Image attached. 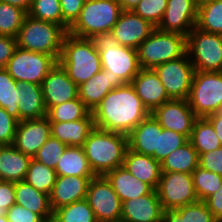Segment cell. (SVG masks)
Segmentation results:
<instances>
[{
    "label": "cell",
    "mask_w": 222,
    "mask_h": 222,
    "mask_svg": "<svg viewBox=\"0 0 222 222\" xmlns=\"http://www.w3.org/2000/svg\"><path fill=\"white\" fill-rule=\"evenodd\" d=\"M94 126L128 135L150 115L131 83L112 89L92 111Z\"/></svg>",
    "instance_id": "obj_1"
},
{
    "label": "cell",
    "mask_w": 222,
    "mask_h": 222,
    "mask_svg": "<svg viewBox=\"0 0 222 222\" xmlns=\"http://www.w3.org/2000/svg\"><path fill=\"white\" fill-rule=\"evenodd\" d=\"M82 148L94 174L104 176L123 165L128 136L94 127Z\"/></svg>",
    "instance_id": "obj_2"
},
{
    "label": "cell",
    "mask_w": 222,
    "mask_h": 222,
    "mask_svg": "<svg viewBox=\"0 0 222 222\" xmlns=\"http://www.w3.org/2000/svg\"><path fill=\"white\" fill-rule=\"evenodd\" d=\"M58 62L68 77L77 85L87 81L102 70L99 52L90 38H80L67 33L63 40Z\"/></svg>",
    "instance_id": "obj_3"
},
{
    "label": "cell",
    "mask_w": 222,
    "mask_h": 222,
    "mask_svg": "<svg viewBox=\"0 0 222 222\" xmlns=\"http://www.w3.org/2000/svg\"><path fill=\"white\" fill-rule=\"evenodd\" d=\"M67 33L58 24L26 15L16 36L17 47L51 55L58 62L62 53L63 40Z\"/></svg>",
    "instance_id": "obj_4"
},
{
    "label": "cell",
    "mask_w": 222,
    "mask_h": 222,
    "mask_svg": "<svg viewBox=\"0 0 222 222\" xmlns=\"http://www.w3.org/2000/svg\"><path fill=\"white\" fill-rule=\"evenodd\" d=\"M90 39L99 52L102 69L110 70L113 77H120L124 83H131L141 70L137 49L120 45L111 32L95 34Z\"/></svg>",
    "instance_id": "obj_5"
},
{
    "label": "cell",
    "mask_w": 222,
    "mask_h": 222,
    "mask_svg": "<svg viewBox=\"0 0 222 222\" xmlns=\"http://www.w3.org/2000/svg\"><path fill=\"white\" fill-rule=\"evenodd\" d=\"M118 0H86L76 22L68 33L80 38L111 32L122 13Z\"/></svg>",
    "instance_id": "obj_6"
},
{
    "label": "cell",
    "mask_w": 222,
    "mask_h": 222,
    "mask_svg": "<svg viewBox=\"0 0 222 222\" xmlns=\"http://www.w3.org/2000/svg\"><path fill=\"white\" fill-rule=\"evenodd\" d=\"M141 68L156 66L183 57L186 53V36L175 32H164L155 28L137 48Z\"/></svg>",
    "instance_id": "obj_7"
},
{
    "label": "cell",
    "mask_w": 222,
    "mask_h": 222,
    "mask_svg": "<svg viewBox=\"0 0 222 222\" xmlns=\"http://www.w3.org/2000/svg\"><path fill=\"white\" fill-rule=\"evenodd\" d=\"M187 101L197 117L222 111V72L194 71Z\"/></svg>",
    "instance_id": "obj_8"
},
{
    "label": "cell",
    "mask_w": 222,
    "mask_h": 222,
    "mask_svg": "<svg viewBox=\"0 0 222 222\" xmlns=\"http://www.w3.org/2000/svg\"><path fill=\"white\" fill-rule=\"evenodd\" d=\"M186 50L195 71L222 72V35L196 26L186 36Z\"/></svg>",
    "instance_id": "obj_9"
},
{
    "label": "cell",
    "mask_w": 222,
    "mask_h": 222,
    "mask_svg": "<svg viewBox=\"0 0 222 222\" xmlns=\"http://www.w3.org/2000/svg\"><path fill=\"white\" fill-rule=\"evenodd\" d=\"M56 62L51 55L17 47L5 69L18 83L41 85Z\"/></svg>",
    "instance_id": "obj_10"
},
{
    "label": "cell",
    "mask_w": 222,
    "mask_h": 222,
    "mask_svg": "<svg viewBox=\"0 0 222 222\" xmlns=\"http://www.w3.org/2000/svg\"><path fill=\"white\" fill-rule=\"evenodd\" d=\"M156 191L163 210L178 209L198 201L192 174L162 172Z\"/></svg>",
    "instance_id": "obj_11"
},
{
    "label": "cell",
    "mask_w": 222,
    "mask_h": 222,
    "mask_svg": "<svg viewBox=\"0 0 222 222\" xmlns=\"http://www.w3.org/2000/svg\"><path fill=\"white\" fill-rule=\"evenodd\" d=\"M86 200L98 222H120L122 202L105 176L90 180Z\"/></svg>",
    "instance_id": "obj_12"
},
{
    "label": "cell",
    "mask_w": 222,
    "mask_h": 222,
    "mask_svg": "<svg viewBox=\"0 0 222 222\" xmlns=\"http://www.w3.org/2000/svg\"><path fill=\"white\" fill-rule=\"evenodd\" d=\"M154 71L170 99L188 98L195 70L187 53L179 59L156 66Z\"/></svg>",
    "instance_id": "obj_13"
},
{
    "label": "cell",
    "mask_w": 222,
    "mask_h": 222,
    "mask_svg": "<svg viewBox=\"0 0 222 222\" xmlns=\"http://www.w3.org/2000/svg\"><path fill=\"white\" fill-rule=\"evenodd\" d=\"M164 129L173 130L190 138L198 118L187 99H170L150 113Z\"/></svg>",
    "instance_id": "obj_14"
},
{
    "label": "cell",
    "mask_w": 222,
    "mask_h": 222,
    "mask_svg": "<svg viewBox=\"0 0 222 222\" xmlns=\"http://www.w3.org/2000/svg\"><path fill=\"white\" fill-rule=\"evenodd\" d=\"M198 3L196 0H168L159 25L160 31L175 32L185 36L196 26Z\"/></svg>",
    "instance_id": "obj_15"
},
{
    "label": "cell",
    "mask_w": 222,
    "mask_h": 222,
    "mask_svg": "<svg viewBox=\"0 0 222 222\" xmlns=\"http://www.w3.org/2000/svg\"><path fill=\"white\" fill-rule=\"evenodd\" d=\"M42 92L47 111L55 105L78 97V85L69 77L59 62L49 70L44 78Z\"/></svg>",
    "instance_id": "obj_16"
},
{
    "label": "cell",
    "mask_w": 222,
    "mask_h": 222,
    "mask_svg": "<svg viewBox=\"0 0 222 222\" xmlns=\"http://www.w3.org/2000/svg\"><path fill=\"white\" fill-rule=\"evenodd\" d=\"M156 27L132 10H123L111 34L125 47L137 49Z\"/></svg>",
    "instance_id": "obj_17"
},
{
    "label": "cell",
    "mask_w": 222,
    "mask_h": 222,
    "mask_svg": "<svg viewBox=\"0 0 222 222\" xmlns=\"http://www.w3.org/2000/svg\"><path fill=\"white\" fill-rule=\"evenodd\" d=\"M50 136L51 127L47 117L23 120L18 122L13 145L33 158Z\"/></svg>",
    "instance_id": "obj_18"
},
{
    "label": "cell",
    "mask_w": 222,
    "mask_h": 222,
    "mask_svg": "<svg viewBox=\"0 0 222 222\" xmlns=\"http://www.w3.org/2000/svg\"><path fill=\"white\" fill-rule=\"evenodd\" d=\"M163 208L157 191L122 202L120 222H162Z\"/></svg>",
    "instance_id": "obj_19"
},
{
    "label": "cell",
    "mask_w": 222,
    "mask_h": 222,
    "mask_svg": "<svg viewBox=\"0 0 222 222\" xmlns=\"http://www.w3.org/2000/svg\"><path fill=\"white\" fill-rule=\"evenodd\" d=\"M124 84L120 77H113L110 70L102 69L90 79L78 85V97L92 112L112 89Z\"/></svg>",
    "instance_id": "obj_20"
},
{
    "label": "cell",
    "mask_w": 222,
    "mask_h": 222,
    "mask_svg": "<svg viewBox=\"0 0 222 222\" xmlns=\"http://www.w3.org/2000/svg\"><path fill=\"white\" fill-rule=\"evenodd\" d=\"M93 177L57 176L54 187L49 194L52 211L86 199L90 180Z\"/></svg>",
    "instance_id": "obj_21"
},
{
    "label": "cell",
    "mask_w": 222,
    "mask_h": 222,
    "mask_svg": "<svg viewBox=\"0 0 222 222\" xmlns=\"http://www.w3.org/2000/svg\"><path fill=\"white\" fill-rule=\"evenodd\" d=\"M137 96L151 113L155 108L170 100L154 69L141 68L131 82Z\"/></svg>",
    "instance_id": "obj_22"
},
{
    "label": "cell",
    "mask_w": 222,
    "mask_h": 222,
    "mask_svg": "<svg viewBox=\"0 0 222 222\" xmlns=\"http://www.w3.org/2000/svg\"><path fill=\"white\" fill-rule=\"evenodd\" d=\"M122 166L138 180L156 190L162 175L161 162L127 148Z\"/></svg>",
    "instance_id": "obj_23"
},
{
    "label": "cell",
    "mask_w": 222,
    "mask_h": 222,
    "mask_svg": "<svg viewBox=\"0 0 222 222\" xmlns=\"http://www.w3.org/2000/svg\"><path fill=\"white\" fill-rule=\"evenodd\" d=\"M162 127L150 114L142 120L127 136L128 148L136 153L152 156L158 152V132Z\"/></svg>",
    "instance_id": "obj_24"
},
{
    "label": "cell",
    "mask_w": 222,
    "mask_h": 222,
    "mask_svg": "<svg viewBox=\"0 0 222 222\" xmlns=\"http://www.w3.org/2000/svg\"><path fill=\"white\" fill-rule=\"evenodd\" d=\"M31 159L13 144L0 145V180L13 183L25 180Z\"/></svg>",
    "instance_id": "obj_25"
},
{
    "label": "cell",
    "mask_w": 222,
    "mask_h": 222,
    "mask_svg": "<svg viewBox=\"0 0 222 222\" xmlns=\"http://www.w3.org/2000/svg\"><path fill=\"white\" fill-rule=\"evenodd\" d=\"M104 176L111 184L121 202L147 195L154 190L150 185L134 177L123 166L109 171Z\"/></svg>",
    "instance_id": "obj_26"
},
{
    "label": "cell",
    "mask_w": 222,
    "mask_h": 222,
    "mask_svg": "<svg viewBox=\"0 0 222 222\" xmlns=\"http://www.w3.org/2000/svg\"><path fill=\"white\" fill-rule=\"evenodd\" d=\"M19 122L46 117L47 109L41 85L19 83Z\"/></svg>",
    "instance_id": "obj_27"
},
{
    "label": "cell",
    "mask_w": 222,
    "mask_h": 222,
    "mask_svg": "<svg viewBox=\"0 0 222 222\" xmlns=\"http://www.w3.org/2000/svg\"><path fill=\"white\" fill-rule=\"evenodd\" d=\"M51 136L67 146L82 147L89 133L94 129L93 118L78 121L50 122Z\"/></svg>",
    "instance_id": "obj_28"
},
{
    "label": "cell",
    "mask_w": 222,
    "mask_h": 222,
    "mask_svg": "<svg viewBox=\"0 0 222 222\" xmlns=\"http://www.w3.org/2000/svg\"><path fill=\"white\" fill-rule=\"evenodd\" d=\"M15 201L17 205L38 214L43 220L53 217L49 195L38 191L25 180L15 183Z\"/></svg>",
    "instance_id": "obj_29"
},
{
    "label": "cell",
    "mask_w": 222,
    "mask_h": 222,
    "mask_svg": "<svg viewBox=\"0 0 222 222\" xmlns=\"http://www.w3.org/2000/svg\"><path fill=\"white\" fill-rule=\"evenodd\" d=\"M57 175L95 177L82 147L67 146L55 168Z\"/></svg>",
    "instance_id": "obj_30"
},
{
    "label": "cell",
    "mask_w": 222,
    "mask_h": 222,
    "mask_svg": "<svg viewBox=\"0 0 222 222\" xmlns=\"http://www.w3.org/2000/svg\"><path fill=\"white\" fill-rule=\"evenodd\" d=\"M198 166V152L189 140L178 149L172 151L161 161L162 172H182L192 174Z\"/></svg>",
    "instance_id": "obj_31"
},
{
    "label": "cell",
    "mask_w": 222,
    "mask_h": 222,
    "mask_svg": "<svg viewBox=\"0 0 222 222\" xmlns=\"http://www.w3.org/2000/svg\"><path fill=\"white\" fill-rule=\"evenodd\" d=\"M162 222H219L206 202L198 200L178 209L163 210Z\"/></svg>",
    "instance_id": "obj_32"
},
{
    "label": "cell",
    "mask_w": 222,
    "mask_h": 222,
    "mask_svg": "<svg viewBox=\"0 0 222 222\" xmlns=\"http://www.w3.org/2000/svg\"><path fill=\"white\" fill-rule=\"evenodd\" d=\"M198 152V155L221 147L220 140L212 124L205 117H198L193 125L188 139Z\"/></svg>",
    "instance_id": "obj_33"
},
{
    "label": "cell",
    "mask_w": 222,
    "mask_h": 222,
    "mask_svg": "<svg viewBox=\"0 0 222 222\" xmlns=\"http://www.w3.org/2000/svg\"><path fill=\"white\" fill-rule=\"evenodd\" d=\"M196 27L222 35V0H208L198 4Z\"/></svg>",
    "instance_id": "obj_34"
},
{
    "label": "cell",
    "mask_w": 222,
    "mask_h": 222,
    "mask_svg": "<svg viewBox=\"0 0 222 222\" xmlns=\"http://www.w3.org/2000/svg\"><path fill=\"white\" fill-rule=\"evenodd\" d=\"M46 117L49 122L78 121L83 118H93L92 112L83 101L77 97L64 103L52 106Z\"/></svg>",
    "instance_id": "obj_35"
},
{
    "label": "cell",
    "mask_w": 222,
    "mask_h": 222,
    "mask_svg": "<svg viewBox=\"0 0 222 222\" xmlns=\"http://www.w3.org/2000/svg\"><path fill=\"white\" fill-rule=\"evenodd\" d=\"M19 83L6 71L0 68V107L19 122Z\"/></svg>",
    "instance_id": "obj_36"
},
{
    "label": "cell",
    "mask_w": 222,
    "mask_h": 222,
    "mask_svg": "<svg viewBox=\"0 0 222 222\" xmlns=\"http://www.w3.org/2000/svg\"><path fill=\"white\" fill-rule=\"evenodd\" d=\"M57 176L55 169L47 167L32 158L28 166L25 181L38 191L49 195L55 185Z\"/></svg>",
    "instance_id": "obj_37"
},
{
    "label": "cell",
    "mask_w": 222,
    "mask_h": 222,
    "mask_svg": "<svg viewBox=\"0 0 222 222\" xmlns=\"http://www.w3.org/2000/svg\"><path fill=\"white\" fill-rule=\"evenodd\" d=\"M53 218L55 222H98L86 199L55 209Z\"/></svg>",
    "instance_id": "obj_38"
},
{
    "label": "cell",
    "mask_w": 222,
    "mask_h": 222,
    "mask_svg": "<svg viewBox=\"0 0 222 222\" xmlns=\"http://www.w3.org/2000/svg\"><path fill=\"white\" fill-rule=\"evenodd\" d=\"M26 15L25 10L0 1V35L16 38Z\"/></svg>",
    "instance_id": "obj_39"
},
{
    "label": "cell",
    "mask_w": 222,
    "mask_h": 222,
    "mask_svg": "<svg viewBox=\"0 0 222 222\" xmlns=\"http://www.w3.org/2000/svg\"><path fill=\"white\" fill-rule=\"evenodd\" d=\"M192 177L196 196L201 201L216 193L222 184V176L202 169L200 166L192 172Z\"/></svg>",
    "instance_id": "obj_40"
},
{
    "label": "cell",
    "mask_w": 222,
    "mask_h": 222,
    "mask_svg": "<svg viewBox=\"0 0 222 222\" xmlns=\"http://www.w3.org/2000/svg\"><path fill=\"white\" fill-rule=\"evenodd\" d=\"M27 15L38 20L53 22L63 27L60 0H33Z\"/></svg>",
    "instance_id": "obj_41"
},
{
    "label": "cell",
    "mask_w": 222,
    "mask_h": 222,
    "mask_svg": "<svg viewBox=\"0 0 222 222\" xmlns=\"http://www.w3.org/2000/svg\"><path fill=\"white\" fill-rule=\"evenodd\" d=\"M188 141V138L173 130L162 128L161 132H158V152H154L152 157L161 162L172 151L178 149Z\"/></svg>",
    "instance_id": "obj_42"
},
{
    "label": "cell",
    "mask_w": 222,
    "mask_h": 222,
    "mask_svg": "<svg viewBox=\"0 0 222 222\" xmlns=\"http://www.w3.org/2000/svg\"><path fill=\"white\" fill-rule=\"evenodd\" d=\"M67 145L50 136L33 157L36 161L55 169Z\"/></svg>",
    "instance_id": "obj_43"
},
{
    "label": "cell",
    "mask_w": 222,
    "mask_h": 222,
    "mask_svg": "<svg viewBox=\"0 0 222 222\" xmlns=\"http://www.w3.org/2000/svg\"><path fill=\"white\" fill-rule=\"evenodd\" d=\"M168 0H141L133 12L157 27L166 11Z\"/></svg>",
    "instance_id": "obj_44"
},
{
    "label": "cell",
    "mask_w": 222,
    "mask_h": 222,
    "mask_svg": "<svg viewBox=\"0 0 222 222\" xmlns=\"http://www.w3.org/2000/svg\"><path fill=\"white\" fill-rule=\"evenodd\" d=\"M86 0H60L63 28L68 32L76 22Z\"/></svg>",
    "instance_id": "obj_45"
},
{
    "label": "cell",
    "mask_w": 222,
    "mask_h": 222,
    "mask_svg": "<svg viewBox=\"0 0 222 222\" xmlns=\"http://www.w3.org/2000/svg\"><path fill=\"white\" fill-rule=\"evenodd\" d=\"M18 121L0 107V145L13 144Z\"/></svg>",
    "instance_id": "obj_46"
},
{
    "label": "cell",
    "mask_w": 222,
    "mask_h": 222,
    "mask_svg": "<svg viewBox=\"0 0 222 222\" xmlns=\"http://www.w3.org/2000/svg\"><path fill=\"white\" fill-rule=\"evenodd\" d=\"M199 166L222 176V147L200 154Z\"/></svg>",
    "instance_id": "obj_47"
},
{
    "label": "cell",
    "mask_w": 222,
    "mask_h": 222,
    "mask_svg": "<svg viewBox=\"0 0 222 222\" xmlns=\"http://www.w3.org/2000/svg\"><path fill=\"white\" fill-rule=\"evenodd\" d=\"M14 204L15 183L0 180V216L7 215L8 209Z\"/></svg>",
    "instance_id": "obj_48"
},
{
    "label": "cell",
    "mask_w": 222,
    "mask_h": 222,
    "mask_svg": "<svg viewBox=\"0 0 222 222\" xmlns=\"http://www.w3.org/2000/svg\"><path fill=\"white\" fill-rule=\"evenodd\" d=\"M9 222H41L43 219L23 206L14 204L7 211Z\"/></svg>",
    "instance_id": "obj_49"
},
{
    "label": "cell",
    "mask_w": 222,
    "mask_h": 222,
    "mask_svg": "<svg viewBox=\"0 0 222 222\" xmlns=\"http://www.w3.org/2000/svg\"><path fill=\"white\" fill-rule=\"evenodd\" d=\"M16 48V38L0 35V68H5Z\"/></svg>",
    "instance_id": "obj_50"
},
{
    "label": "cell",
    "mask_w": 222,
    "mask_h": 222,
    "mask_svg": "<svg viewBox=\"0 0 222 222\" xmlns=\"http://www.w3.org/2000/svg\"><path fill=\"white\" fill-rule=\"evenodd\" d=\"M208 209L212 212L213 216L222 222V184L216 193L210 195L206 200Z\"/></svg>",
    "instance_id": "obj_51"
},
{
    "label": "cell",
    "mask_w": 222,
    "mask_h": 222,
    "mask_svg": "<svg viewBox=\"0 0 222 222\" xmlns=\"http://www.w3.org/2000/svg\"><path fill=\"white\" fill-rule=\"evenodd\" d=\"M205 118L212 124L222 147V111L210 114Z\"/></svg>",
    "instance_id": "obj_52"
},
{
    "label": "cell",
    "mask_w": 222,
    "mask_h": 222,
    "mask_svg": "<svg viewBox=\"0 0 222 222\" xmlns=\"http://www.w3.org/2000/svg\"><path fill=\"white\" fill-rule=\"evenodd\" d=\"M0 1L17 6L28 12L33 0H0Z\"/></svg>",
    "instance_id": "obj_53"
},
{
    "label": "cell",
    "mask_w": 222,
    "mask_h": 222,
    "mask_svg": "<svg viewBox=\"0 0 222 222\" xmlns=\"http://www.w3.org/2000/svg\"><path fill=\"white\" fill-rule=\"evenodd\" d=\"M141 0H118L122 10H133Z\"/></svg>",
    "instance_id": "obj_54"
},
{
    "label": "cell",
    "mask_w": 222,
    "mask_h": 222,
    "mask_svg": "<svg viewBox=\"0 0 222 222\" xmlns=\"http://www.w3.org/2000/svg\"><path fill=\"white\" fill-rule=\"evenodd\" d=\"M0 222H9V221H8V218H7V215H5V216H0Z\"/></svg>",
    "instance_id": "obj_55"
},
{
    "label": "cell",
    "mask_w": 222,
    "mask_h": 222,
    "mask_svg": "<svg viewBox=\"0 0 222 222\" xmlns=\"http://www.w3.org/2000/svg\"><path fill=\"white\" fill-rule=\"evenodd\" d=\"M41 222H55V219L53 217L48 218V219H44Z\"/></svg>",
    "instance_id": "obj_56"
},
{
    "label": "cell",
    "mask_w": 222,
    "mask_h": 222,
    "mask_svg": "<svg viewBox=\"0 0 222 222\" xmlns=\"http://www.w3.org/2000/svg\"><path fill=\"white\" fill-rule=\"evenodd\" d=\"M196 1L199 4V3L203 2V1H208V0H196Z\"/></svg>",
    "instance_id": "obj_57"
}]
</instances>
